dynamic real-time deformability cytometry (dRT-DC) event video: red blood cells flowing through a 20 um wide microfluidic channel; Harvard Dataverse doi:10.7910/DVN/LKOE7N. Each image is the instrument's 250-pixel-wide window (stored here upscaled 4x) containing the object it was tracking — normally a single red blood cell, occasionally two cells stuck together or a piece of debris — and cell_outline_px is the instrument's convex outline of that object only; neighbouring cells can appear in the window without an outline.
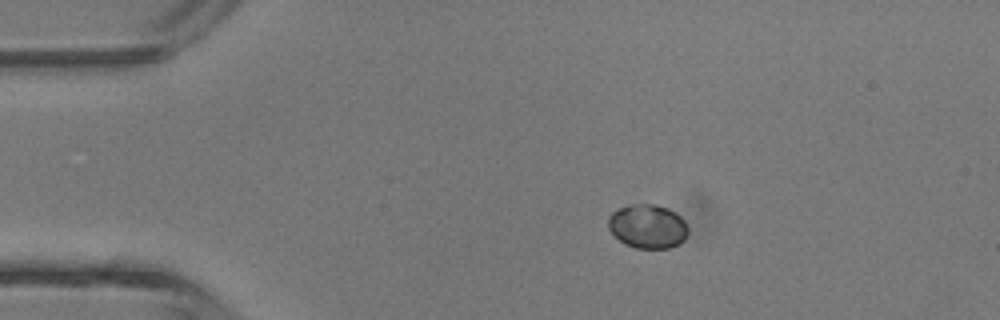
{"species": "common noctule bat (a hibernating species)", "species_latin": "Nyctalus noctula", "temperature_condition": "room temperature", "stored_images_in_passage": 2, "camera_frame_rate_fps": 3000, "um_per_image_px": 0.085, "animal": {"sex": "male", "body_mass_g": 13.3}, "frame": {"image": 1, "passage_image": 1, "time_ms": 0.0, "image_size_px": [1000, 320], "cell_outline_px": [[688, 232], [684, 240], [680, 244], [668, 248], [636, 248], [624, 244], [608, 228], [608, 216], [612, 212], [628, 204], [656, 204], [668, 208], [680, 216], [684, 220], [688, 228]], "centroid_in_image_um": [55.06, 19.23], "position_along_channel_um": 29.9, "area_um2": 20.58}}